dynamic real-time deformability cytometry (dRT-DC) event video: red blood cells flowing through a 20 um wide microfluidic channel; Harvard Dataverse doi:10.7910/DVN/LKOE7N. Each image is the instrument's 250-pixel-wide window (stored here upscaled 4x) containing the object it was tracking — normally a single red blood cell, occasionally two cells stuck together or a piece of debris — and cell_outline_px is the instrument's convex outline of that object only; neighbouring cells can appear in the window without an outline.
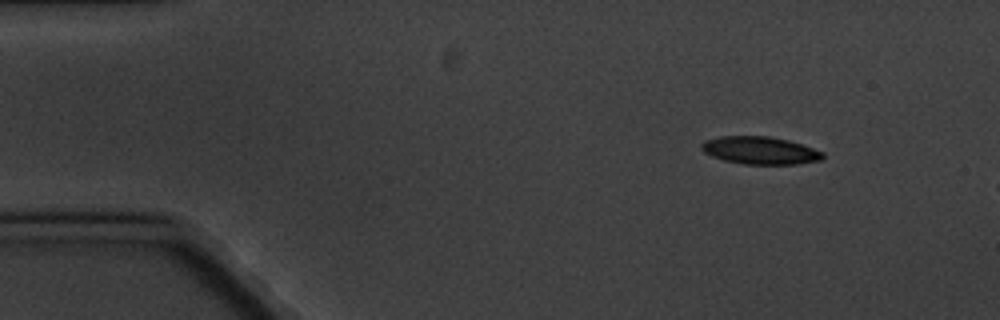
{"species": "common noctule bat (a hibernating species)", "species_latin": "Nyctalus noctula", "temperature_condition": "cold", "stored_images_in_passage": 3, "camera_frame_rate_fps": 3000, "um_per_image_px": 0.085, "animal": {"sex": "male", "body_mass_g": 20.1, "forearm_length_mm": 53.5}, "frame": {"image": 1, "passage_image": 1, "time_ms": 0.0, "image_size_px": [1000, 320], "cell_outline_px": [[824, 156], [820, 160], [796, 164], [744, 164], [724, 160], [712, 156], [704, 152], [700, 148], [700, 144], [704, 140], [720, 136], [768, 136], [788, 140], [824, 152]], "centroid_in_image_um": [64.57, 12.78], "position_along_channel_um": 20.4, "area_um2": 19.48}}